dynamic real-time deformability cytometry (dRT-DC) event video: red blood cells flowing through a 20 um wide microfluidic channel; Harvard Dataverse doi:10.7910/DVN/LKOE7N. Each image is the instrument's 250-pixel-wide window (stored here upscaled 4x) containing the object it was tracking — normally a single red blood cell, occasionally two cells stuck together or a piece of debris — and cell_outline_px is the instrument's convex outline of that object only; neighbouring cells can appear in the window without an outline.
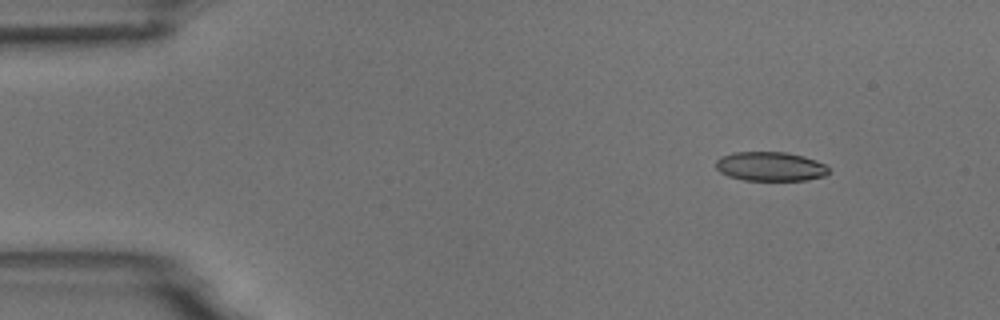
{"species": "common noctule bat (a hibernating species)", "species_latin": "Nyctalus noctula", "temperature_condition": "room temperature", "stored_images_in_passage": 5, "camera_frame_rate_fps": 3000, "um_per_image_px": 0.085, "animal": {"sex": "male", "body_mass_g": 18.8}, "frame": {"image": 1, "passage_image": 2, "time_ms": 1.333, "image_size_px": [1000, 320], "cell_outline_px": [[828, 172], [824, 176], [804, 180], [744, 180], [728, 176], [720, 172], [716, 168], [716, 160], [720, 156], [736, 152], [784, 152], [804, 156], [816, 160], [824, 164], [828, 168]], "centroid_in_image_um": [65.45, 14.14], "position_along_channel_um": 19.5, "area_um2": 19.13}}
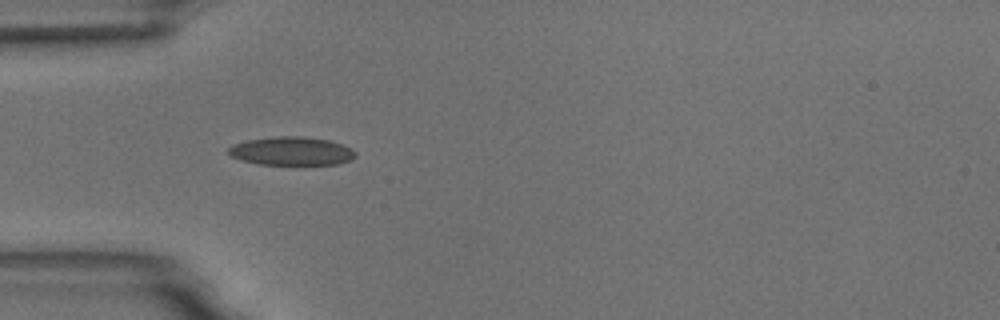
{"frame": {"image": 2, "passage_image": 5, "time_ms": 4.667, "image_size_px": [1000, 320], "cell_outline_px": [[356, 156], [352, 160], [336, 164], [260, 164], [240, 160], [228, 156], [228, 148], [232, 144], [248, 140], [276, 136], [304, 136], [328, 140], [352, 148], [356, 152]], "centroid_in_image_um": [24.76, 12.84], "position_along_channel_um": 60.2, "area_um2": 21.15}}